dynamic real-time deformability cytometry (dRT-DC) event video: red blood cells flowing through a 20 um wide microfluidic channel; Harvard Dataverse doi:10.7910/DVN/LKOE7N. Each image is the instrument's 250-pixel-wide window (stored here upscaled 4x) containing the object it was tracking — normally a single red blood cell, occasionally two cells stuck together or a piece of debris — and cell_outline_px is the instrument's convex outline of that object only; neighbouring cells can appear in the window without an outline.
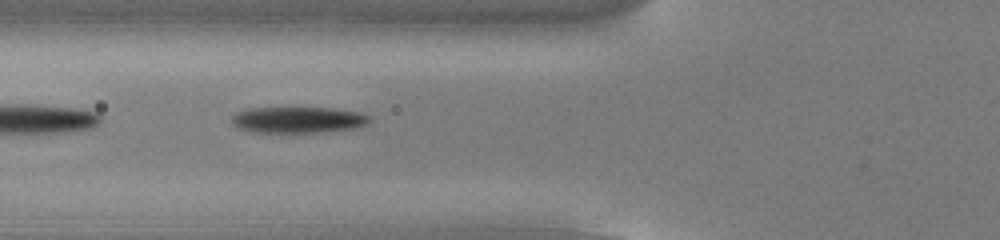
{"species": "common noctule bat (a hibernating species)", "species_latin": "Nyctalus noctula", "temperature_condition": "cold", "stored_images_in_passage": 54, "camera_frame_rate_fps": 3000, "um_per_image_px": 0.085, "animal": {"sex": "male", "body_mass_g": 13.0, "forearm_length_mm": 53.1}, "frame": {"image": 1, "passage_image": 20, "time_ms": 6.333, "image_size_px": [1000, 240], "cell_outline_px": [[372, 120], [368, 124], [352, 128], [316, 132], [252, 132], [236, 128], [232, 124], [232, 116], [236, 112], [252, 108], [332, 108], [360, 112], [368, 116]], "centroid_in_image_um": [25.31, 10.18], "position_along_channel_um": 100.5, "area_um2": 20.92}}
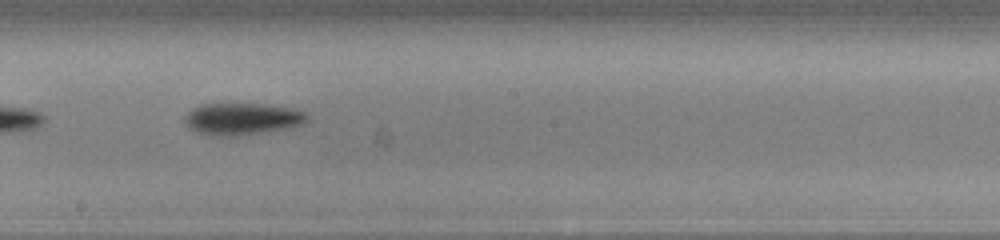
{"frame": {"image": 2, "passage_image": 30, "time_ms": 9.667, "image_size_px": [1000, 240], "cell_outline_px": [[308, 120], [300, 124], [284, 128], [236, 136], [208, 136], [196, 132], [188, 128], [184, 120], [184, 116], [192, 108], [200, 104], [264, 104], [292, 108], [304, 112], [308, 116]], "centroid_in_image_um": [20.5, 10.1], "position_along_channel_um": 227.7, "area_um2": 22.66}}
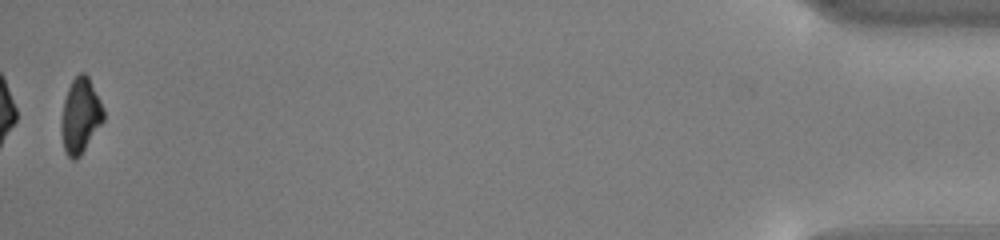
{"frame": {"image": 3, "passage_image": 53, "time_ms": 17.333, "image_size_px": [1000, 240], "cell_outline_px": [[104, 120], [80, 156], [76, 160], [72, 160], [68, 156], [64, 148], [60, 132], [60, 124], [64, 100], [68, 88], [72, 80], [80, 72], [84, 72], [88, 76], [104, 108]], "centroid_in_image_um": [6.82, 9.84], "position_along_channel_um": 428.4, "area_um2": 18.5}, "authors_computed_cell_mechanics": {"area_um2": 22.1374, "velocity_mm_per_s": 3.8099, "shape_relaxation_time_tau1_ms": 1.6554, "shape_relaxation_time_tau2_ms": null, "deformation_change_tau1": 0.1259, "deformation_change_tau2": null}}